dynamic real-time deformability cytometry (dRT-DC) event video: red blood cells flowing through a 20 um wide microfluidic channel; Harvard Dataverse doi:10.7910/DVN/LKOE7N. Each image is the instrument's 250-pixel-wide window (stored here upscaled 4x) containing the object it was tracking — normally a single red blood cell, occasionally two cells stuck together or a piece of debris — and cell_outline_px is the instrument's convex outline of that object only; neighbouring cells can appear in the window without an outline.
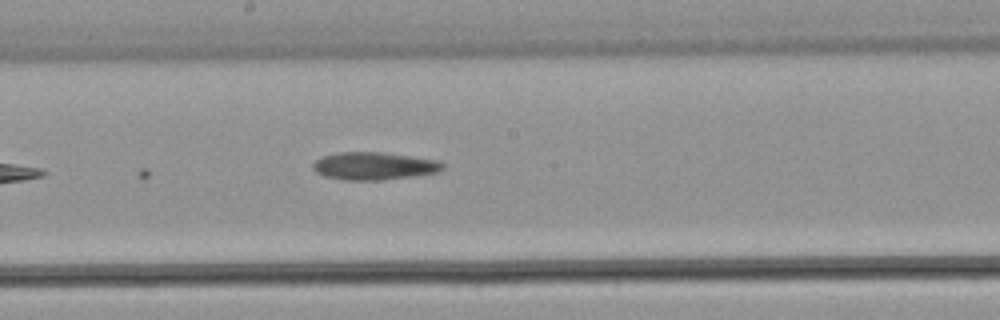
{"species": "common noctule bat (a hibernating species)", "species_latin": "Nyctalus noctula", "temperature_condition": "warm", "stored_images_in_passage": 11, "camera_frame_rate_fps": 3000, "um_per_image_px": 0.085, "animal": {"sex": "male", "body_mass_g": 21.5, "forearm_length_mm": 52.0}, "frame": {"image": 1, "passage_image": 11, "time_ms": 3.333, "image_size_px": [1000, 320], "cell_outline_px": [[444, 168], [436, 172], [412, 176], [380, 180], [344, 180], [324, 176], [316, 172], [312, 168], [312, 164], [316, 160], [324, 156], [340, 152], [380, 152], [436, 160], [444, 164]], "centroid_in_image_um": [31.75, 14.11], "position_along_channel_um": 216.5, "area_um2": 20.63}}